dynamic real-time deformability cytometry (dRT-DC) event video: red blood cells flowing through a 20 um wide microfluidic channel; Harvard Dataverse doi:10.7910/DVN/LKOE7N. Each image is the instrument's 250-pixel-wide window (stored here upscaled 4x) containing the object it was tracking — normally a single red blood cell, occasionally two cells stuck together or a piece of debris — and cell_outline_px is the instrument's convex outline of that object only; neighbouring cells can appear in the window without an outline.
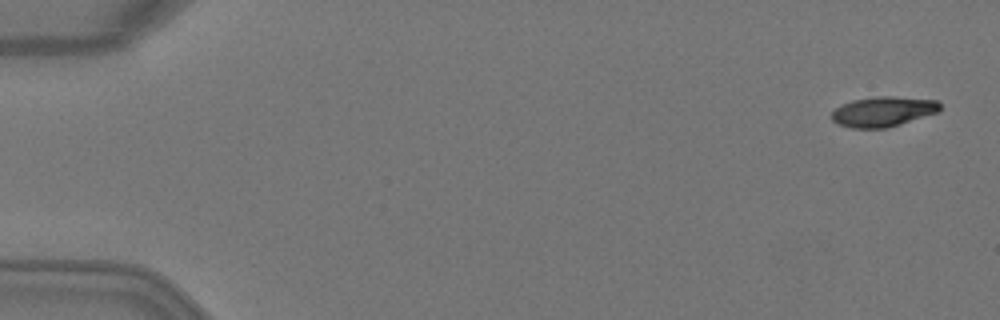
{"species": "Egyptian fruit bat (a non-hibernating species)", "species_latin": "Rousettus aegyptiacus", "temperature_condition": "warm", "stored_images_in_passage": 6, "camera_frame_rate_fps": 3000, "um_per_image_px": 0.085, "animal": {"sex": "female"}, "frame": {"image": 1, "passage_image": 1, "time_ms": 0.0, "image_size_px": [1000, 320], "cell_outline_px": [[940, 112], [888, 128], [848, 128], [836, 124], [832, 120], [832, 112], [836, 108], [852, 100], [876, 96], [892, 96], [936, 100], [940, 104]], "centroid_in_image_um": [75.07, 9.49], "position_along_channel_um": 9.9, "area_um2": 19.13}}
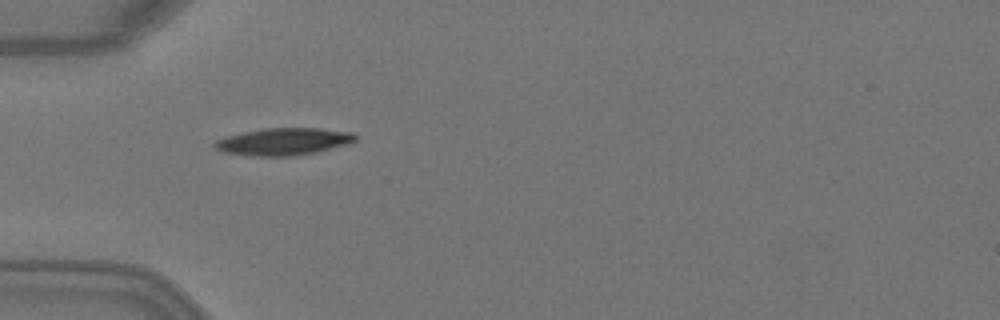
{"frame": {"image": 2, "passage_image": 5, "time_ms": 1.333, "image_size_px": [1000, 320], "cell_outline_px": [[356, 140], [348, 144], [316, 152], [292, 156], [252, 156], [224, 152], [216, 148], [212, 144], [216, 140], [228, 136], [244, 132], [264, 128], [320, 128], [352, 132], [356, 136]], "centroid_in_image_um": [24.11, 12.03], "position_along_channel_um": 60.9, "area_um2": 22.2}}